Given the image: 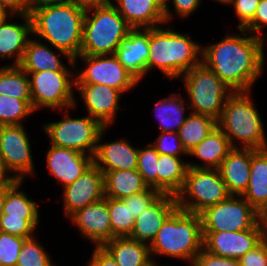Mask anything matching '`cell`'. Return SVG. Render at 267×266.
<instances>
[{
	"instance_id": "cell-1",
	"label": "cell",
	"mask_w": 267,
	"mask_h": 266,
	"mask_svg": "<svg viewBox=\"0 0 267 266\" xmlns=\"http://www.w3.org/2000/svg\"><path fill=\"white\" fill-rule=\"evenodd\" d=\"M226 34L215 44L202 46L201 62L211 69L233 92L252 91L264 67V39L244 29Z\"/></svg>"
},
{
	"instance_id": "cell-2",
	"label": "cell",
	"mask_w": 267,
	"mask_h": 266,
	"mask_svg": "<svg viewBox=\"0 0 267 266\" xmlns=\"http://www.w3.org/2000/svg\"><path fill=\"white\" fill-rule=\"evenodd\" d=\"M202 44L168 28H149V58L147 73L158 68L168 79L180 77L201 63Z\"/></svg>"
},
{
	"instance_id": "cell-3",
	"label": "cell",
	"mask_w": 267,
	"mask_h": 266,
	"mask_svg": "<svg viewBox=\"0 0 267 266\" xmlns=\"http://www.w3.org/2000/svg\"><path fill=\"white\" fill-rule=\"evenodd\" d=\"M85 13L70 2L34 10L30 14L33 35L75 59L80 55Z\"/></svg>"
},
{
	"instance_id": "cell-4",
	"label": "cell",
	"mask_w": 267,
	"mask_h": 266,
	"mask_svg": "<svg viewBox=\"0 0 267 266\" xmlns=\"http://www.w3.org/2000/svg\"><path fill=\"white\" fill-rule=\"evenodd\" d=\"M149 248L152 260L164 255L190 264L203 249L200 214L177 208L158 230Z\"/></svg>"
},
{
	"instance_id": "cell-5",
	"label": "cell",
	"mask_w": 267,
	"mask_h": 266,
	"mask_svg": "<svg viewBox=\"0 0 267 266\" xmlns=\"http://www.w3.org/2000/svg\"><path fill=\"white\" fill-rule=\"evenodd\" d=\"M251 91L233 92L225 101L217 127L233 148H267L263 121L250 96ZM238 140L240 146L235 143Z\"/></svg>"
},
{
	"instance_id": "cell-6",
	"label": "cell",
	"mask_w": 267,
	"mask_h": 266,
	"mask_svg": "<svg viewBox=\"0 0 267 266\" xmlns=\"http://www.w3.org/2000/svg\"><path fill=\"white\" fill-rule=\"evenodd\" d=\"M132 27L110 3L86 10L83 20L82 55L115 54Z\"/></svg>"
},
{
	"instance_id": "cell-7",
	"label": "cell",
	"mask_w": 267,
	"mask_h": 266,
	"mask_svg": "<svg viewBox=\"0 0 267 266\" xmlns=\"http://www.w3.org/2000/svg\"><path fill=\"white\" fill-rule=\"evenodd\" d=\"M189 96L191 113L207 115L219 120L226 99L233 93L211 69L202 62L181 77Z\"/></svg>"
},
{
	"instance_id": "cell-8",
	"label": "cell",
	"mask_w": 267,
	"mask_h": 266,
	"mask_svg": "<svg viewBox=\"0 0 267 266\" xmlns=\"http://www.w3.org/2000/svg\"><path fill=\"white\" fill-rule=\"evenodd\" d=\"M229 196L218 169L188 167L183 188L176 199L179 209L200 214Z\"/></svg>"
},
{
	"instance_id": "cell-9",
	"label": "cell",
	"mask_w": 267,
	"mask_h": 266,
	"mask_svg": "<svg viewBox=\"0 0 267 266\" xmlns=\"http://www.w3.org/2000/svg\"><path fill=\"white\" fill-rule=\"evenodd\" d=\"M75 70L26 72L30 81L32 108L74 109ZM74 86V87H73Z\"/></svg>"
},
{
	"instance_id": "cell-10",
	"label": "cell",
	"mask_w": 267,
	"mask_h": 266,
	"mask_svg": "<svg viewBox=\"0 0 267 266\" xmlns=\"http://www.w3.org/2000/svg\"><path fill=\"white\" fill-rule=\"evenodd\" d=\"M68 113H64L61 121L49 122L42 126L50 139V145L94 156L98 137L104 126L89 115L72 118Z\"/></svg>"
},
{
	"instance_id": "cell-11",
	"label": "cell",
	"mask_w": 267,
	"mask_h": 266,
	"mask_svg": "<svg viewBox=\"0 0 267 266\" xmlns=\"http://www.w3.org/2000/svg\"><path fill=\"white\" fill-rule=\"evenodd\" d=\"M202 232H236L252 229L259 222V212L242 196L230 195L200 213Z\"/></svg>"
},
{
	"instance_id": "cell-12",
	"label": "cell",
	"mask_w": 267,
	"mask_h": 266,
	"mask_svg": "<svg viewBox=\"0 0 267 266\" xmlns=\"http://www.w3.org/2000/svg\"><path fill=\"white\" fill-rule=\"evenodd\" d=\"M86 68L75 71V84H104L122 93L130 91L139 81L119 62L115 54L82 55Z\"/></svg>"
},
{
	"instance_id": "cell-13",
	"label": "cell",
	"mask_w": 267,
	"mask_h": 266,
	"mask_svg": "<svg viewBox=\"0 0 267 266\" xmlns=\"http://www.w3.org/2000/svg\"><path fill=\"white\" fill-rule=\"evenodd\" d=\"M31 147L23 125L0 126V159L19 181L34 174Z\"/></svg>"
},
{
	"instance_id": "cell-14",
	"label": "cell",
	"mask_w": 267,
	"mask_h": 266,
	"mask_svg": "<svg viewBox=\"0 0 267 266\" xmlns=\"http://www.w3.org/2000/svg\"><path fill=\"white\" fill-rule=\"evenodd\" d=\"M265 227L260 221L252 228L236 232H202L203 249L213 255L239 260L261 241Z\"/></svg>"
},
{
	"instance_id": "cell-15",
	"label": "cell",
	"mask_w": 267,
	"mask_h": 266,
	"mask_svg": "<svg viewBox=\"0 0 267 266\" xmlns=\"http://www.w3.org/2000/svg\"><path fill=\"white\" fill-rule=\"evenodd\" d=\"M62 188L63 210L68 218L77 210L105 198L104 174L93 163L76 181Z\"/></svg>"
},
{
	"instance_id": "cell-16",
	"label": "cell",
	"mask_w": 267,
	"mask_h": 266,
	"mask_svg": "<svg viewBox=\"0 0 267 266\" xmlns=\"http://www.w3.org/2000/svg\"><path fill=\"white\" fill-rule=\"evenodd\" d=\"M90 117L97 119L104 127L114 124L119 101L123 94L116 88L104 84H75Z\"/></svg>"
},
{
	"instance_id": "cell-17",
	"label": "cell",
	"mask_w": 267,
	"mask_h": 266,
	"mask_svg": "<svg viewBox=\"0 0 267 266\" xmlns=\"http://www.w3.org/2000/svg\"><path fill=\"white\" fill-rule=\"evenodd\" d=\"M72 224L79 229L83 238L102 247L112 240V229L106 197L77 210L70 216Z\"/></svg>"
},
{
	"instance_id": "cell-18",
	"label": "cell",
	"mask_w": 267,
	"mask_h": 266,
	"mask_svg": "<svg viewBox=\"0 0 267 266\" xmlns=\"http://www.w3.org/2000/svg\"><path fill=\"white\" fill-rule=\"evenodd\" d=\"M46 163L49 173L64 187L76 181L94 162L91 155L49 145Z\"/></svg>"
},
{
	"instance_id": "cell-19",
	"label": "cell",
	"mask_w": 267,
	"mask_h": 266,
	"mask_svg": "<svg viewBox=\"0 0 267 266\" xmlns=\"http://www.w3.org/2000/svg\"><path fill=\"white\" fill-rule=\"evenodd\" d=\"M107 128L104 127L99 134L94 164L102 172L137 169L139 148H134L126 138L101 143Z\"/></svg>"
},
{
	"instance_id": "cell-20",
	"label": "cell",
	"mask_w": 267,
	"mask_h": 266,
	"mask_svg": "<svg viewBox=\"0 0 267 266\" xmlns=\"http://www.w3.org/2000/svg\"><path fill=\"white\" fill-rule=\"evenodd\" d=\"M177 208L175 195L161 194L136 217L130 238L150 245L163 223Z\"/></svg>"
},
{
	"instance_id": "cell-21",
	"label": "cell",
	"mask_w": 267,
	"mask_h": 266,
	"mask_svg": "<svg viewBox=\"0 0 267 266\" xmlns=\"http://www.w3.org/2000/svg\"><path fill=\"white\" fill-rule=\"evenodd\" d=\"M119 62L140 82L147 74L149 28H132L115 52Z\"/></svg>"
},
{
	"instance_id": "cell-22",
	"label": "cell",
	"mask_w": 267,
	"mask_h": 266,
	"mask_svg": "<svg viewBox=\"0 0 267 266\" xmlns=\"http://www.w3.org/2000/svg\"><path fill=\"white\" fill-rule=\"evenodd\" d=\"M252 148H233L218 168L230 195L242 196L250 179Z\"/></svg>"
},
{
	"instance_id": "cell-23",
	"label": "cell",
	"mask_w": 267,
	"mask_h": 266,
	"mask_svg": "<svg viewBox=\"0 0 267 266\" xmlns=\"http://www.w3.org/2000/svg\"><path fill=\"white\" fill-rule=\"evenodd\" d=\"M17 16L24 20L22 24L20 22L12 23L6 19L0 25V58L9 60L14 57V62L10 66L20 65L27 43L33 35L30 15Z\"/></svg>"
},
{
	"instance_id": "cell-24",
	"label": "cell",
	"mask_w": 267,
	"mask_h": 266,
	"mask_svg": "<svg viewBox=\"0 0 267 266\" xmlns=\"http://www.w3.org/2000/svg\"><path fill=\"white\" fill-rule=\"evenodd\" d=\"M45 44L46 43H41V40L37 38L29 39L23 59L19 65L25 72L73 70L78 67L74 59L66 52L59 49V54L56 55V51H52L49 45L47 46V44ZM61 54L67 59L68 65L71 67L68 68V66L61 61L59 58Z\"/></svg>"
},
{
	"instance_id": "cell-25",
	"label": "cell",
	"mask_w": 267,
	"mask_h": 266,
	"mask_svg": "<svg viewBox=\"0 0 267 266\" xmlns=\"http://www.w3.org/2000/svg\"><path fill=\"white\" fill-rule=\"evenodd\" d=\"M115 2L117 11L132 28H156L166 24L164 12L154 0H115Z\"/></svg>"
},
{
	"instance_id": "cell-26",
	"label": "cell",
	"mask_w": 267,
	"mask_h": 266,
	"mask_svg": "<svg viewBox=\"0 0 267 266\" xmlns=\"http://www.w3.org/2000/svg\"><path fill=\"white\" fill-rule=\"evenodd\" d=\"M233 149L223 132L216 127L215 130L204 138L188 155L199 158L203 163H190L188 167L218 169Z\"/></svg>"
},
{
	"instance_id": "cell-27",
	"label": "cell",
	"mask_w": 267,
	"mask_h": 266,
	"mask_svg": "<svg viewBox=\"0 0 267 266\" xmlns=\"http://www.w3.org/2000/svg\"><path fill=\"white\" fill-rule=\"evenodd\" d=\"M259 213L267 205V148L252 149L250 179L242 195Z\"/></svg>"
},
{
	"instance_id": "cell-28",
	"label": "cell",
	"mask_w": 267,
	"mask_h": 266,
	"mask_svg": "<svg viewBox=\"0 0 267 266\" xmlns=\"http://www.w3.org/2000/svg\"><path fill=\"white\" fill-rule=\"evenodd\" d=\"M119 266H146L152 261L149 245L130 237H116L102 246Z\"/></svg>"
},
{
	"instance_id": "cell-29",
	"label": "cell",
	"mask_w": 267,
	"mask_h": 266,
	"mask_svg": "<svg viewBox=\"0 0 267 266\" xmlns=\"http://www.w3.org/2000/svg\"><path fill=\"white\" fill-rule=\"evenodd\" d=\"M103 174L105 197L123 199L149 188L137 169L103 172Z\"/></svg>"
},
{
	"instance_id": "cell-30",
	"label": "cell",
	"mask_w": 267,
	"mask_h": 266,
	"mask_svg": "<svg viewBox=\"0 0 267 266\" xmlns=\"http://www.w3.org/2000/svg\"><path fill=\"white\" fill-rule=\"evenodd\" d=\"M181 157L159 154L157 190L161 194L177 195L183 188L188 162Z\"/></svg>"
},
{
	"instance_id": "cell-31",
	"label": "cell",
	"mask_w": 267,
	"mask_h": 266,
	"mask_svg": "<svg viewBox=\"0 0 267 266\" xmlns=\"http://www.w3.org/2000/svg\"><path fill=\"white\" fill-rule=\"evenodd\" d=\"M153 109L152 112L155 111L159 121L160 132H178L187 118L184 117L186 109L190 111L187 104L185 107L184 97H179L177 92L157 101Z\"/></svg>"
},
{
	"instance_id": "cell-32",
	"label": "cell",
	"mask_w": 267,
	"mask_h": 266,
	"mask_svg": "<svg viewBox=\"0 0 267 266\" xmlns=\"http://www.w3.org/2000/svg\"><path fill=\"white\" fill-rule=\"evenodd\" d=\"M189 113L177 132L187 153L193 150L217 127V120L214 118L207 115Z\"/></svg>"
},
{
	"instance_id": "cell-33",
	"label": "cell",
	"mask_w": 267,
	"mask_h": 266,
	"mask_svg": "<svg viewBox=\"0 0 267 266\" xmlns=\"http://www.w3.org/2000/svg\"><path fill=\"white\" fill-rule=\"evenodd\" d=\"M0 94L24 100L32 107L29 77L19 65L0 67Z\"/></svg>"
},
{
	"instance_id": "cell-34",
	"label": "cell",
	"mask_w": 267,
	"mask_h": 266,
	"mask_svg": "<svg viewBox=\"0 0 267 266\" xmlns=\"http://www.w3.org/2000/svg\"><path fill=\"white\" fill-rule=\"evenodd\" d=\"M18 181L7 193L3 213L0 218L39 219L40 213L36 201L28 198Z\"/></svg>"
},
{
	"instance_id": "cell-35",
	"label": "cell",
	"mask_w": 267,
	"mask_h": 266,
	"mask_svg": "<svg viewBox=\"0 0 267 266\" xmlns=\"http://www.w3.org/2000/svg\"><path fill=\"white\" fill-rule=\"evenodd\" d=\"M110 214L112 239L116 237H130L135 217L130 210V196L123 199L106 197Z\"/></svg>"
},
{
	"instance_id": "cell-36",
	"label": "cell",
	"mask_w": 267,
	"mask_h": 266,
	"mask_svg": "<svg viewBox=\"0 0 267 266\" xmlns=\"http://www.w3.org/2000/svg\"><path fill=\"white\" fill-rule=\"evenodd\" d=\"M34 112L26 101L0 94V126L23 125L24 119Z\"/></svg>"
},
{
	"instance_id": "cell-37",
	"label": "cell",
	"mask_w": 267,
	"mask_h": 266,
	"mask_svg": "<svg viewBox=\"0 0 267 266\" xmlns=\"http://www.w3.org/2000/svg\"><path fill=\"white\" fill-rule=\"evenodd\" d=\"M36 237L25 239L16 266H54L49 254Z\"/></svg>"
},
{
	"instance_id": "cell-38",
	"label": "cell",
	"mask_w": 267,
	"mask_h": 266,
	"mask_svg": "<svg viewBox=\"0 0 267 266\" xmlns=\"http://www.w3.org/2000/svg\"><path fill=\"white\" fill-rule=\"evenodd\" d=\"M158 159L159 153L150 143L145 149L139 148L137 170L148 187L156 190Z\"/></svg>"
},
{
	"instance_id": "cell-39",
	"label": "cell",
	"mask_w": 267,
	"mask_h": 266,
	"mask_svg": "<svg viewBox=\"0 0 267 266\" xmlns=\"http://www.w3.org/2000/svg\"><path fill=\"white\" fill-rule=\"evenodd\" d=\"M26 238L0 231V266H16Z\"/></svg>"
},
{
	"instance_id": "cell-40",
	"label": "cell",
	"mask_w": 267,
	"mask_h": 266,
	"mask_svg": "<svg viewBox=\"0 0 267 266\" xmlns=\"http://www.w3.org/2000/svg\"><path fill=\"white\" fill-rule=\"evenodd\" d=\"M150 144L162 155L174 157L188 155L177 132H160L158 138Z\"/></svg>"
},
{
	"instance_id": "cell-41",
	"label": "cell",
	"mask_w": 267,
	"mask_h": 266,
	"mask_svg": "<svg viewBox=\"0 0 267 266\" xmlns=\"http://www.w3.org/2000/svg\"><path fill=\"white\" fill-rule=\"evenodd\" d=\"M39 222V219L0 218V231L27 239L34 236Z\"/></svg>"
},
{
	"instance_id": "cell-42",
	"label": "cell",
	"mask_w": 267,
	"mask_h": 266,
	"mask_svg": "<svg viewBox=\"0 0 267 266\" xmlns=\"http://www.w3.org/2000/svg\"><path fill=\"white\" fill-rule=\"evenodd\" d=\"M260 0H227L224 5H233L240 21L237 28L244 29L254 18Z\"/></svg>"
},
{
	"instance_id": "cell-43",
	"label": "cell",
	"mask_w": 267,
	"mask_h": 266,
	"mask_svg": "<svg viewBox=\"0 0 267 266\" xmlns=\"http://www.w3.org/2000/svg\"><path fill=\"white\" fill-rule=\"evenodd\" d=\"M161 193L149 187L146 191L130 196V210L134 217H138Z\"/></svg>"
},
{
	"instance_id": "cell-44",
	"label": "cell",
	"mask_w": 267,
	"mask_h": 266,
	"mask_svg": "<svg viewBox=\"0 0 267 266\" xmlns=\"http://www.w3.org/2000/svg\"><path fill=\"white\" fill-rule=\"evenodd\" d=\"M191 266H241L237 259L213 255L204 249L190 263Z\"/></svg>"
},
{
	"instance_id": "cell-45",
	"label": "cell",
	"mask_w": 267,
	"mask_h": 266,
	"mask_svg": "<svg viewBox=\"0 0 267 266\" xmlns=\"http://www.w3.org/2000/svg\"><path fill=\"white\" fill-rule=\"evenodd\" d=\"M267 26V0H260L255 11L253 20L244 28L254 36L265 39L261 33L263 27ZM255 32V33H254Z\"/></svg>"
},
{
	"instance_id": "cell-46",
	"label": "cell",
	"mask_w": 267,
	"mask_h": 266,
	"mask_svg": "<svg viewBox=\"0 0 267 266\" xmlns=\"http://www.w3.org/2000/svg\"><path fill=\"white\" fill-rule=\"evenodd\" d=\"M241 266H267V252L261 241L252 250L246 252L240 259Z\"/></svg>"
},
{
	"instance_id": "cell-47",
	"label": "cell",
	"mask_w": 267,
	"mask_h": 266,
	"mask_svg": "<svg viewBox=\"0 0 267 266\" xmlns=\"http://www.w3.org/2000/svg\"><path fill=\"white\" fill-rule=\"evenodd\" d=\"M174 7V13H176L179 18H186L191 16L201 4V0H172Z\"/></svg>"
},
{
	"instance_id": "cell-48",
	"label": "cell",
	"mask_w": 267,
	"mask_h": 266,
	"mask_svg": "<svg viewBox=\"0 0 267 266\" xmlns=\"http://www.w3.org/2000/svg\"><path fill=\"white\" fill-rule=\"evenodd\" d=\"M88 266H119L113 257L103 248L94 247Z\"/></svg>"
},
{
	"instance_id": "cell-49",
	"label": "cell",
	"mask_w": 267,
	"mask_h": 266,
	"mask_svg": "<svg viewBox=\"0 0 267 266\" xmlns=\"http://www.w3.org/2000/svg\"><path fill=\"white\" fill-rule=\"evenodd\" d=\"M0 5L11 15L29 14V0H0Z\"/></svg>"
},
{
	"instance_id": "cell-50",
	"label": "cell",
	"mask_w": 267,
	"mask_h": 266,
	"mask_svg": "<svg viewBox=\"0 0 267 266\" xmlns=\"http://www.w3.org/2000/svg\"><path fill=\"white\" fill-rule=\"evenodd\" d=\"M10 174L12 173L0 159V189H11L19 181Z\"/></svg>"
},
{
	"instance_id": "cell-51",
	"label": "cell",
	"mask_w": 267,
	"mask_h": 266,
	"mask_svg": "<svg viewBox=\"0 0 267 266\" xmlns=\"http://www.w3.org/2000/svg\"><path fill=\"white\" fill-rule=\"evenodd\" d=\"M67 2L73 3L77 7L84 10L95 8L100 5L108 4L111 0H66Z\"/></svg>"
},
{
	"instance_id": "cell-52",
	"label": "cell",
	"mask_w": 267,
	"mask_h": 266,
	"mask_svg": "<svg viewBox=\"0 0 267 266\" xmlns=\"http://www.w3.org/2000/svg\"><path fill=\"white\" fill-rule=\"evenodd\" d=\"M67 2L66 0H29V15L42 7L57 5Z\"/></svg>"
},
{
	"instance_id": "cell-53",
	"label": "cell",
	"mask_w": 267,
	"mask_h": 266,
	"mask_svg": "<svg viewBox=\"0 0 267 266\" xmlns=\"http://www.w3.org/2000/svg\"><path fill=\"white\" fill-rule=\"evenodd\" d=\"M155 3L159 6V8L164 12V17L166 20V23H169L171 21V19H173V14L171 9L168 6V3L171 0H154Z\"/></svg>"
},
{
	"instance_id": "cell-54",
	"label": "cell",
	"mask_w": 267,
	"mask_h": 266,
	"mask_svg": "<svg viewBox=\"0 0 267 266\" xmlns=\"http://www.w3.org/2000/svg\"><path fill=\"white\" fill-rule=\"evenodd\" d=\"M15 15H11L5 8L0 5V25L8 18L14 17Z\"/></svg>"
},
{
	"instance_id": "cell-55",
	"label": "cell",
	"mask_w": 267,
	"mask_h": 266,
	"mask_svg": "<svg viewBox=\"0 0 267 266\" xmlns=\"http://www.w3.org/2000/svg\"><path fill=\"white\" fill-rule=\"evenodd\" d=\"M10 189H0V217L3 213V207H4V202L6 199V193L9 191Z\"/></svg>"
},
{
	"instance_id": "cell-56",
	"label": "cell",
	"mask_w": 267,
	"mask_h": 266,
	"mask_svg": "<svg viewBox=\"0 0 267 266\" xmlns=\"http://www.w3.org/2000/svg\"><path fill=\"white\" fill-rule=\"evenodd\" d=\"M259 221L260 223L267 228V205L266 207L259 213Z\"/></svg>"
},
{
	"instance_id": "cell-57",
	"label": "cell",
	"mask_w": 267,
	"mask_h": 266,
	"mask_svg": "<svg viewBox=\"0 0 267 266\" xmlns=\"http://www.w3.org/2000/svg\"><path fill=\"white\" fill-rule=\"evenodd\" d=\"M262 241H263L264 244H265V249H266V252H267V232H266V231H265V233L263 234Z\"/></svg>"
},
{
	"instance_id": "cell-58",
	"label": "cell",
	"mask_w": 267,
	"mask_h": 266,
	"mask_svg": "<svg viewBox=\"0 0 267 266\" xmlns=\"http://www.w3.org/2000/svg\"><path fill=\"white\" fill-rule=\"evenodd\" d=\"M146 266H159L155 260H152L149 264Z\"/></svg>"
},
{
	"instance_id": "cell-59",
	"label": "cell",
	"mask_w": 267,
	"mask_h": 266,
	"mask_svg": "<svg viewBox=\"0 0 267 266\" xmlns=\"http://www.w3.org/2000/svg\"><path fill=\"white\" fill-rule=\"evenodd\" d=\"M213 1H216V2H219L221 4H224L227 0H213Z\"/></svg>"
}]
</instances>
